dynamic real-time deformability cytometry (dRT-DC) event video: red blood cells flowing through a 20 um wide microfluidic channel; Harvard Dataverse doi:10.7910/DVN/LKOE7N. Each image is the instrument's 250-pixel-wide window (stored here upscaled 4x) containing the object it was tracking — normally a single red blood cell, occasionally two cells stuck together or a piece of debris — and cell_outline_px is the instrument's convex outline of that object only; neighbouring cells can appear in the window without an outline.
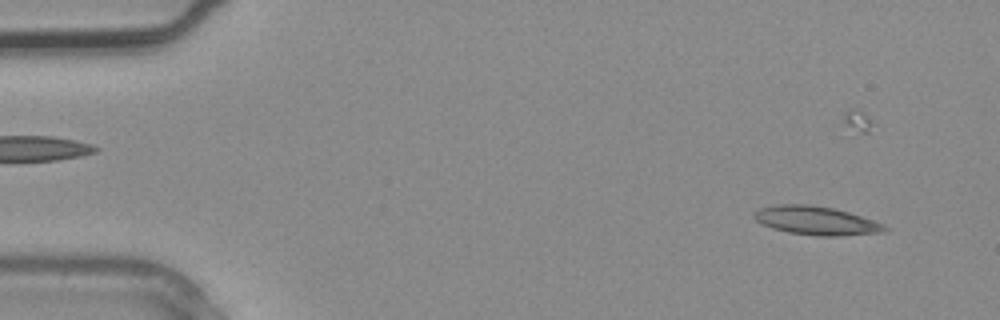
{"species": "common noctule bat (a hibernating species)", "species_latin": "Nyctalus noctula", "temperature_condition": "warm", "stored_images_in_passage": 3, "camera_frame_rate_fps": 3000, "um_per_image_px": 0.085, "animal": {"sex": "male", "body_mass_g": 20.4}, "frame": {"image": 1, "passage_image": 1, "time_ms": 0.0, "image_size_px": [1000, 320], "cell_outline_px": [[888, 228], [884, 232], [836, 236], [816, 236], [788, 232], [772, 228], [756, 220], [752, 216], [752, 212], [760, 208], [776, 204], [808, 204], [832, 208], [848, 212], [884, 224]], "centroid_in_image_um": [69.33, 18.75], "position_along_channel_um": 15.7, "area_um2": 21.68}}
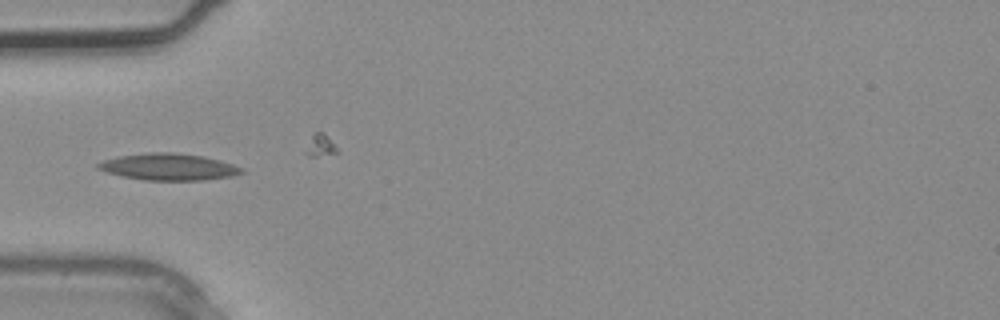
{"frame": {"image": 2, "passage_image": 3, "time_ms": 0.667, "image_size_px": [1000, 320], "cell_outline_px": [[244, 172], [232, 176], [200, 180], [144, 180], [120, 176], [96, 168], [96, 164], [104, 160], [120, 156], [148, 152], [172, 152], [204, 156], [220, 160], [244, 168]], "centroid_in_image_um": [14.33, 14.18], "position_along_channel_um": 70.7, "area_um2": 22.31}}